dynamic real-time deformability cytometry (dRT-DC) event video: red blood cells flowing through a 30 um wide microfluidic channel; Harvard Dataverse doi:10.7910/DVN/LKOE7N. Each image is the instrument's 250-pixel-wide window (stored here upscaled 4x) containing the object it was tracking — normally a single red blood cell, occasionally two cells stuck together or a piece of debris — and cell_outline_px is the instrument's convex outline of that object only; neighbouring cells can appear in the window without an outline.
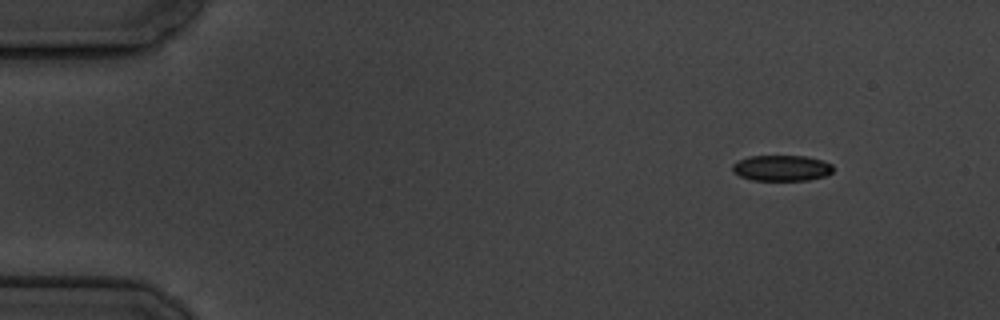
{"species": "common noctule bat (a hibernating species)", "species_latin": "Nyctalus noctula", "temperature_condition": "cold", "stored_images_in_passage": 8, "camera_frame_rate_fps": 3000, "um_per_image_px": 0.085, "animal": {"sex": "male", "body_mass_g": 19.5, "forearm_length_mm": 54.6}, "frame": {"image": 1, "passage_image": 1, "time_ms": 0.0, "image_size_px": [1000, 320], "cell_outline_px": [[832, 172], [824, 176], [808, 180], [752, 180], [740, 176], [732, 172], [732, 164], [748, 156], [808, 156], [824, 160], [832, 164]], "centroid_in_image_um": [66.44, 14.28], "position_along_channel_um": 18.6, "area_um2": 15.2}}
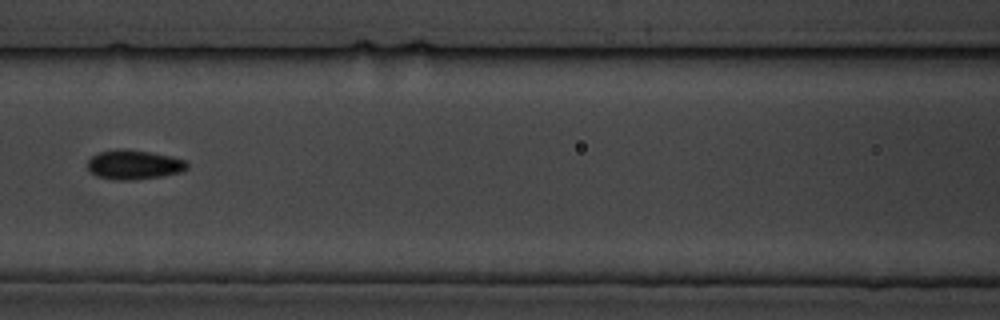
{"frame": {"image": 2, "passage_image": 7, "time_ms": 6.667, "image_size_px": [1000, 320], "cell_outline_px": [[188, 168], [184, 172], [160, 176], [132, 180], [116, 180], [96, 176], [88, 168], [88, 160], [92, 156], [100, 152], [116, 148], [124, 148], [172, 156], [184, 160], [188, 164]], "centroid_in_image_um": [11.4, 13.99], "position_along_channel_um": 155.2, "area_um2": 17.11}}
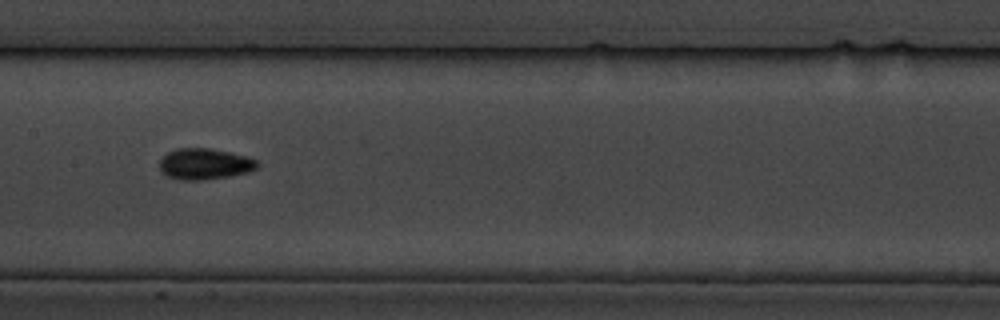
{"frame": {"image": 3, "passage_image": 8, "time_ms": 7.667, "image_size_px": [1000, 320], "cell_outline_px": [[260, 164], [256, 168], [248, 172], [232, 176], [200, 180], [180, 180], [168, 176], [160, 172], [160, 160], [168, 152], [176, 148], [212, 148], [248, 156], [256, 160]], "centroid_in_image_um": [17.41, 13.93], "position_along_channel_um": 190.0, "area_um2": 17.86}}